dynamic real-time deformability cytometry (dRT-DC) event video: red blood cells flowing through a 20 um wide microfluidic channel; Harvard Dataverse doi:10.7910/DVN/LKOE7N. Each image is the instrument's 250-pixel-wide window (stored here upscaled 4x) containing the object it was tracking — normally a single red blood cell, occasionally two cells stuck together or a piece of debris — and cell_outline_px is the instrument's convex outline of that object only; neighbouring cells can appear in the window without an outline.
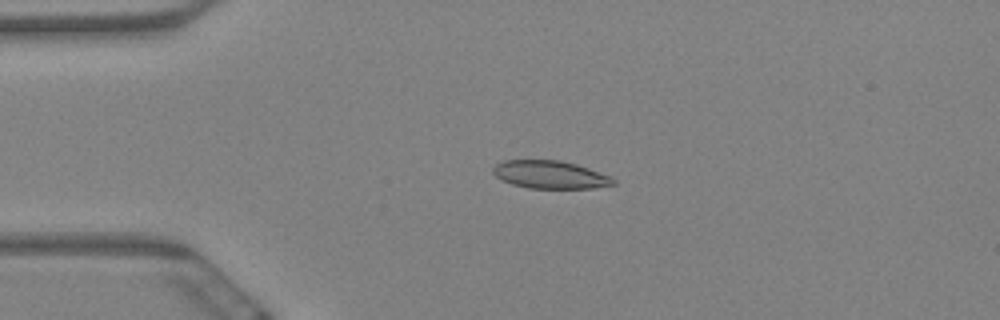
{"species": "Egyptian fruit bat (a non-hibernating species)", "species_latin": "Rousettus aegyptiacus", "temperature_condition": "warm", "stored_images_in_passage": 5, "camera_frame_rate_fps": 3000, "um_per_image_px": 0.085, "animal": {"sex": "female"}, "frame": {"image": 1, "passage_image": 4, "time_ms": 1.0, "image_size_px": [1000, 320], "cell_outline_px": [[616, 184], [592, 188], [528, 188], [512, 184], [496, 176], [492, 172], [492, 168], [496, 164], [504, 160], [560, 160], [576, 164], [588, 168], [608, 176], [616, 180]], "centroid_in_image_um": [46.74, 14.84], "position_along_channel_um": 38.3, "area_um2": 19.36}}